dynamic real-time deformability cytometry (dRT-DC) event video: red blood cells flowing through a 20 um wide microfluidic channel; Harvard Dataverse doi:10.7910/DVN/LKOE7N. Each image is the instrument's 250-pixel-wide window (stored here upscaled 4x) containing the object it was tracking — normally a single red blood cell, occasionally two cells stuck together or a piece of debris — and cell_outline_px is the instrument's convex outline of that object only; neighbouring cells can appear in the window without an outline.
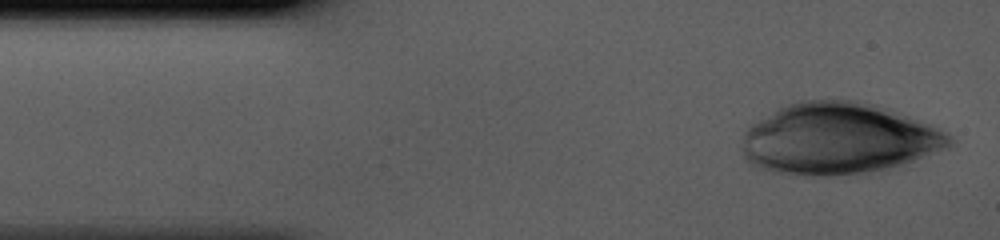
{"species": "human", "species_latin": "Homo sapiens", "temperature_condition": "cold", "stored_images_in_passage": 36, "camera_frame_rate_fps": 3000, "um_per_image_px": 0.085, "donor": {"sex": "male"}, "frame": {"image": 1, "passage_image": 1, "time_ms": 0.0, "image_size_px": [1000, 240], "cell_outline_px": [[952, 144], [948, 148], [904, 164], [888, 168], [864, 172], [832, 176], [812, 176], [772, 172], [760, 168], [744, 160], [744, 132], [752, 124], [776, 108], [800, 100], [856, 100], [876, 104], [900, 112], [940, 128], [952, 140]], "centroid_in_image_um": [71.27, 11.78], "position_along_channel_um": 13.7, "area_um2": 86.35}}
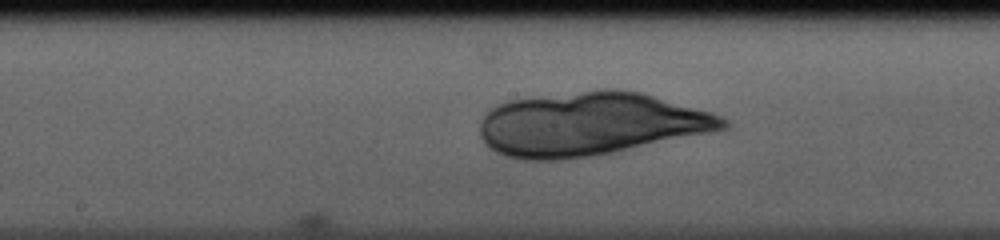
{"frame": {"image": 2, "passage_image": 19, "time_ms": 6.0, "image_size_px": [1000, 240], "cell_outline_px": [[728, 128], [712, 132], [612, 152], [588, 156], [560, 160], [520, 160], [504, 156], [496, 152], [480, 136], [480, 120], [496, 104], [508, 100], [600, 88], [612, 88], [640, 92], [712, 112], [728, 120]], "centroid_in_image_um": [50.15, 10.53], "position_along_channel_um": 198.0, "area_um2": 89.76}}
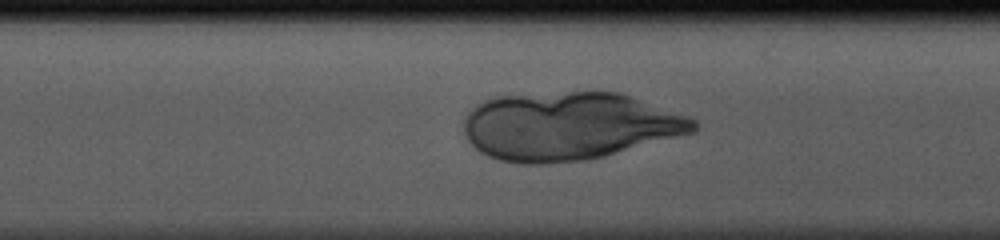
{"frame": {"image": 3, "passage_image": 28, "time_ms": 9.0, "image_size_px": [1000, 240], "cell_outline_px": [[700, 124], [696, 132], [604, 156], [588, 160], [540, 164], [524, 164], [500, 160], [488, 156], [480, 152], [468, 140], [464, 132], [464, 120], [468, 112], [472, 108], [488, 100], [500, 96], [572, 92], [620, 92], [688, 116], [696, 120]], "centroid_in_image_um": [48.41, 10.73], "position_along_channel_um": 322.2, "area_um2": 90.8}}